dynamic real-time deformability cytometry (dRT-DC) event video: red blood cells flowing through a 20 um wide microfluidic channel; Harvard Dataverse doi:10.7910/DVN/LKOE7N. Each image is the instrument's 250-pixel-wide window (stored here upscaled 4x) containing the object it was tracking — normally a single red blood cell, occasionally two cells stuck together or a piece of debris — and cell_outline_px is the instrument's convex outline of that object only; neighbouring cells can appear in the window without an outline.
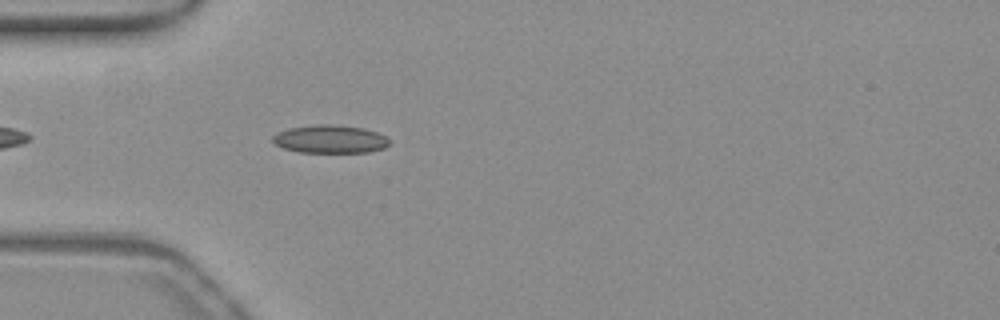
{"species": "common noctule bat (a hibernating species)", "species_latin": "Nyctalus noctula", "temperature_condition": "warm", "stored_images_in_passage": 41, "camera_frame_rate_fps": 3000, "um_per_image_px": 0.085, "animal": {"sex": "female", "body_mass_g": 19.3, "forearm_length_mm": 54.1}, "frame": {"image": 1, "passage_image": 4, "time_ms": 1.0, "image_size_px": [1000, 320], "cell_outline_px": [[392, 144], [384, 148], [368, 152], [300, 152], [284, 148], [272, 144], [272, 136], [276, 132], [288, 128], [320, 124], [332, 124], [364, 128], [388, 136]], "centroid_in_image_um": [28.07, 11.82], "position_along_channel_um": 56.9, "area_um2": 19.36}}
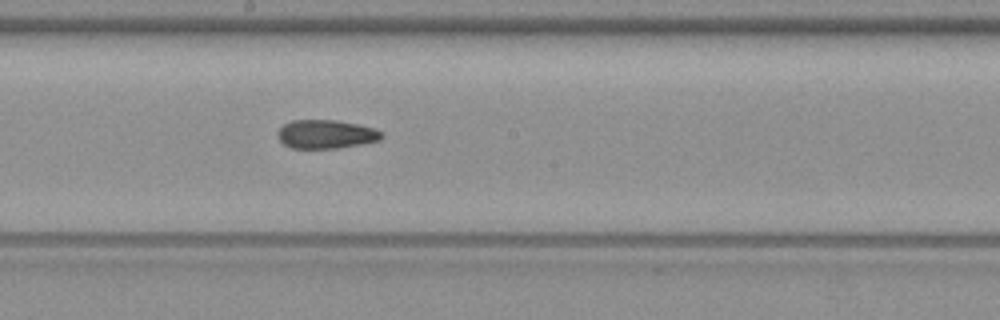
{"frame": {"image": 2, "passage_image": 17, "time_ms": 5.333, "image_size_px": [1000, 320], "cell_outline_px": [[384, 136], [380, 140], [360, 144], [336, 148], [292, 148], [284, 144], [276, 136], [276, 132], [284, 124], [292, 120], [336, 120], [356, 124], [372, 128], [380, 132]], "centroid_in_image_um": [27.66, 11.4], "position_along_channel_um": 220.5, "area_um2": 17.22}}
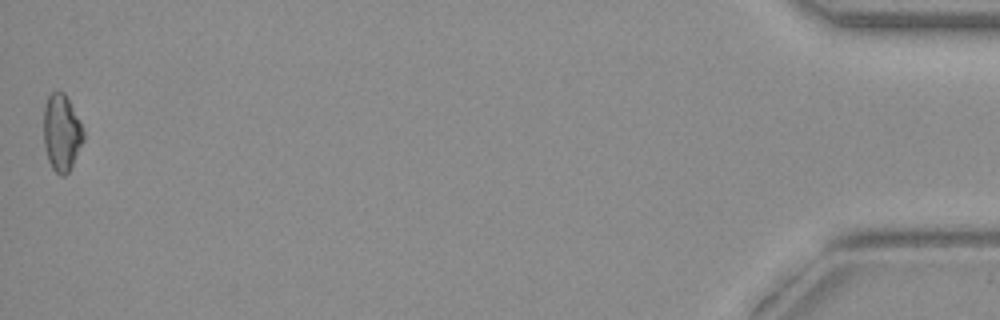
{"frame": {"image": 3, "passage_image": 41, "time_ms": 13.333, "image_size_px": [1000, 320], "cell_outline_px": [[84, 140], [68, 172], [64, 176], [60, 176], [52, 168], [48, 160], [44, 144], [44, 104], [48, 96], [52, 92], [64, 92], [80, 120], [84, 132]], "centroid_in_image_um": [5.23, 11.27], "position_along_channel_um": 430.0, "area_um2": 17.74}, "authors_computed_cell_mechanics": {"area_um2": 17.4556, "velocity_mm_per_s": 3.8789, "shape_relaxation_time_tau1_ms": null, "shape_relaxation_time_tau2_ms": 2.8463, "deformation_change_tau1": null, "deformation_change_tau2": 0.0965}}